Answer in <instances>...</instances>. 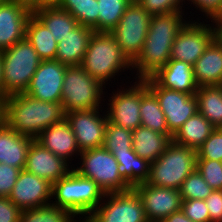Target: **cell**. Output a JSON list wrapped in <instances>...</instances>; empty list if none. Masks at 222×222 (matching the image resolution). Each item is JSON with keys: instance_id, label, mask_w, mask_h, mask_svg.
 <instances>
[{"instance_id": "1", "label": "cell", "mask_w": 222, "mask_h": 222, "mask_svg": "<svg viewBox=\"0 0 222 222\" xmlns=\"http://www.w3.org/2000/svg\"><path fill=\"white\" fill-rule=\"evenodd\" d=\"M184 12L185 10H179L152 15L142 50L132 62L131 74L136 75L130 79L151 78L166 65L175 38L191 18L185 17L189 13Z\"/></svg>"}, {"instance_id": "2", "label": "cell", "mask_w": 222, "mask_h": 222, "mask_svg": "<svg viewBox=\"0 0 222 222\" xmlns=\"http://www.w3.org/2000/svg\"><path fill=\"white\" fill-rule=\"evenodd\" d=\"M4 101L5 124L33 139L49 126L65 119L61 102L37 100L26 93L10 95Z\"/></svg>"}, {"instance_id": "3", "label": "cell", "mask_w": 222, "mask_h": 222, "mask_svg": "<svg viewBox=\"0 0 222 222\" xmlns=\"http://www.w3.org/2000/svg\"><path fill=\"white\" fill-rule=\"evenodd\" d=\"M81 66L105 86L113 81L112 78L115 82V76L120 72H133L132 62L122 52L115 37L108 32H93Z\"/></svg>"}, {"instance_id": "4", "label": "cell", "mask_w": 222, "mask_h": 222, "mask_svg": "<svg viewBox=\"0 0 222 222\" xmlns=\"http://www.w3.org/2000/svg\"><path fill=\"white\" fill-rule=\"evenodd\" d=\"M105 193L92 179L72 169L65 177L52 184V205L71 212L84 222L103 201ZM81 215V216H80ZM82 219V220H81Z\"/></svg>"}, {"instance_id": "5", "label": "cell", "mask_w": 222, "mask_h": 222, "mask_svg": "<svg viewBox=\"0 0 222 222\" xmlns=\"http://www.w3.org/2000/svg\"><path fill=\"white\" fill-rule=\"evenodd\" d=\"M2 61V98L25 93L32 76L41 63L30 42L24 38L12 47L0 51Z\"/></svg>"}, {"instance_id": "6", "label": "cell", "mask_w": 222, "mask_h": 222, "mask_svg": "<svg viewBox=\"0 0 222 222\" xmlns=\"http://www.w3.org/2000/svg\"><path fill=\"white\" fill-rule=\"evenodd\" d=\"M197 151L169 143L158 159L151 163L146 184L180 190L183 181L196 169Z\"/></svg>"}, {"instance_id": "7", "label": "cell", "mask_w": 222, "mask_h": 222, "mask_svg": "<svg viewBox=\"0 0 222 222\" xmlns=\"http://www.w3.org/2000/svg\"><path fill=\"white\" fill-rule=\"evenodd\" d=\"M105 88V85L91 77L81 65L67 66L61 99L64 112L103 108L106 106L103 103L106 101L104 94L108 93Z\"/></svg>"}, {"instance_id": "8", "label": "cell", "mask_w": 222, "mask_h": 222, "mask_svg": "<svg viewBox=\"0 0 222 222\" xmlns=\"http://www.w3.org/2000/svg\"><path fill=\"white\" fill-rule=\"evenodd\" d=\"M80 166L73 169L81 176L92 179L106 193L125 192L132 188L121 178L118 162L103 146L87 149L80 153Z\"/></svg>"}, {"instance_id": "9", "label": "cell", "mask_w": 222, "mask_h": 222, "mask_svg": "<svg viewBox=\"0 0 222 222\" xmlns=\"http://www.w3.org/2000/svg\"><path fill=\"white\" fill-rule=\"evenodd\" d=\"M199 18H196L197 20L192 18L179 31L171 48L170 59L183 61L193 66L219 36L217 21L209 23L210 20H205V23L200 21L201 16Z\"/></svg>"}, {"instance_id": "10", "label": "cell", "mask_w": 222, "mask_h": 222, "mask_svg": "<svg viewBox=\"0 0 222 222\" xmlns=\"http://www.w3.org/2000/svg\"><path fill=\"white\" fill-rule=\"evenodd\" d=\"M152 15L132 0L110 32L126 57L133 62L142 50Z\"/></svg>"}, {"instance_id": "11", "label": "cell", "mask_w": 222, "mask_h": 222, "mask_svg": "<svg viewBox=\"0 0 222 222\" xmlns=\"http://www.w3.org/2000/svg\"><path fill=\"white\" fill-rule=\"evenodd\" d=\"M84 222H148L138 194L133 190L106 193Z\"/></svg>"}, {"instance_id": "12", "label": "cell", "mask_w": 222, "mask_h": 222, "mask_svg": "<svg viewBox=\"0 0 222 222\" xmlns=\"http://www.w3.org/2000/svg\"><path fill=\"white\" fill-rule=\"evenodd\" d=\"M129 81V82H128ZM123 85L129 83L127 88L126 86L119 85L120 89L117 88V91L109 95L107 105L106 115L108 122L113 123L117 126H121L126 129L136 130L141 126V115H140V106H141V80H128ZM133 85H132V84ZM123 86V87H122Z\"/></svg>"}, {"instance_id": "13", "label": "cell", "mask_w": 222, "mask_h": 222, "mask_svg": "<svg viewBox=\"0 0 222 222\" xmlns=\"http://www.w3.org/2000/svg\"><path fill=\"white\" fill-rule=\"evenodd\" d=\"M143 81L158 99L167 127L172 134L198 111L195 94L160 87L152 78Z\"/></svg>"}, {"instance_id": "14", "label": "cell", "mask_w": 222, "mask_h": 222, "mask_svg": "<svg viewBox=\"0 0 222 222\" xmlns=\"http://www.w3.org/2000/svg\"><path fill=\"white\" fill-rule=\"evenodd\" d=\"M103 109L106 108L65 113V119L70 124L80 151L103 146L105 128L108 122L106 110L102 113Z\"/></svg>"}, {"instance_id": "15", "label": "cell", "mask_w": 222, "mask_h": 222, "mask_svg": "<svg viewBox=\"0 0 222 222\" xmlns=\"http://www.w3.org/2000/svg\"><path fill=\"white\" fill-rule=\"evenodd\" d=\"M139 196L148 222H162L181 210L180 190L141 183L132 188Z\"/></svg>"}, {"instance_id": "16", "label": "cell", "mask_w": 222, "mask_h": 222, "mask_svg": "<svg viewBox=\"0 0 222 222\" xmlns=\"http://www.w3.org/2000/svg\"><path fill=\"white\" fill-rule=\"evenodd\" d=\"M66 68L57 60L41 61L25 93L37 100L61 102Z\"/></svg>"}, {"instance_id": "17", "label": "cell", "mask_w": 222, "mask_h": 222, "mask_svg": "<svg viewBox=\"0 0 222 222\" xmlns=\"http://www.w3.org/2000/svg\"><path fill=\"white\" fill-rule=\"evenodd\" d=\"M8 198L22 211L51 204L52 184L21 170Z\"/></svg>"}, {"instance_id": "18", "label": "cell", "mask_w": 222, "mask_h": 222, "mask_svg": "<svg viewBox=\"0 0 222 222\" xmlns=\"http://www.w3.org/2000/svg\"><path fill=\"white\" fill-rule=\"evenodd\" d=\"M73 166L63 158L42 147L35 140L28 150L24 170L48 180L51 184L65 177Z\"/></svg>"}, {"instance_id": "19", "label": "cell", "mask_w": 222, "mask_h": 222, "mask_svg": "<svg viewBox=\"0 0 222 222\" xmlns=\"http://www.w3.org/2000/svg\"><path fill=\"white\" fill-rule=\"evenodd\" d=\"M35 141L69 164H72L70 161L77 159L81 153L76 137L66 119L46 128L35 138Z\"/></svg>"}, {"instance_id": "20", "label": "cell", "mask_w": 222, "mask_h": 222, "mask_svg": "<svg viewBox=\"0 0 222 222\" xmlns=\"http://www.w3.org/2000/svg\"><path fill=\"white\" fill-rule=\"evenodd\" d=\"M32 12L13 1L0 4V51L23 40Z\"/></svg>"}, {"instance_id": "21", "label": "cell", "mask_w": 222, "mask_h": 222, "mask_svg": "<svg viewBox=\"0 0 222 222\" xmlns=\"http://www.w3.org/2000/svg\"><path fill=\"white\" fill-rule=\"evenodd\" d=\"M151 78L160 87L187 94H195L199 87L194 78L193 66L175 59H170L166 65Z\"/></svg>"}, {"instance_id": "22", "label": "cell", "mask_w": 222, "mask_h": 222, "mask_svg": "<svg viewBox=\"0 0 222 222\" xmlns=\"http://www.w3.org/2000/svg\"><path fill=\"white\" fill-rule=\"evenodd\" d=\"M193 71L198 86L222 85V38L220 35L195 62Z\"/></svg>"}, {"instance_id": "23", "label": "cell", "mask_w": 222, "mask_h": 222, "mask_svg": "<svg viewBox=\"0 0 222 222\" xmlns=\"http://www.w3.org/2000/svg\"><path fill=\"white\" fill-rule=\"evenodd\" d=\"M34 140L10 129L4 123L0 127V163L23 170L28 150Z\"/></svg>"}, {"instance_id": "24", "label": "cell", "mask_w": 222, "mask_h": 222, "mask_svg": "<svg viewBox=\"0 0 222 222\" xmlns=\"http://www.w3.org/2000/svg\"><path fill=\"white\" fill-rule=\"evenodd\" d=\"M93 32V29L78 24L57 43L55 60L66 66L81 65Z\"/></svg>"}, {"instance_id": "25", "label": "cell", "mask_w": 222, "mask_h": 222, "mask_svg": "<svg viewBox=\"0 0 222 222\" xmlns=\"http://www.w3.org/2000/svg\"><path fill=\"white\" fill-rule=\"evenodd\" d=\"M132 139L135 153L150 163L156 161L172 141L168 135L143 126L132 131Z\"/></svg>"}, {"instance_id": "26", "label": "cell", "mask_w": 222, "mask_h": 222, "mask_svg": "<svg viewBox=\"0 0 222 222\" xmlns=\"http://www.w3.org/2000/svg\"><path fill=\"white\" fill-rule=\"evenodd\" d=\"M214 129L215 127L197 111L173 134L172 140L197 150Z\"/></svg>"}, {"instance_id": "27", "label": "cell", "mask_w": 222, "mask_h": 222, "mask_svg": "<svg viewBox=\"0 0 222 222\" xmlns=\"http://www.w3.org/2000/svg\"><path fill=\"white\" fill-rule=\"evenodd\" d=\"M25 38L42 61L56 59L57 41L50 30L33 13L26 25Z\"/></svg>"}, {"instance_id": "28", "label": "cell", "mask_w": 222, "mask_h": 222, "mask_svg": "<svg viewBox=\"0 0 222 222\" xmlns=\"http://www.w3.org/2000/svg\"><path fill=\"white\" fill-rule=\"evenodd\" d=\"M141 126L152 129L161 134L168 135L171 139L173 134L169 131L165 115L155 94L141 80Z\"/></svg>"}, {"instance_id": "29", "label": "cell", "mask_w": 222, "mask_h": 222, "mask_svg": "<svg viewBox=\"0 0 222 222\" xmlns=\"http://www.w3.org/2000/svg\"><path fill=\"white\" fill-rule=\"evenodd\" d=\"M33 14L50 30L57 43L78 25L69 12L58 6H44Z\"/></svg>"}, {"instance_id": "30", "label": "cell", "mask_w": 222, "mask_h": 222, "mask_svg": "<svg viewBox=\"0 0 222 222\" xmlns=\"http://www.w3.org/2000/svg\"><path fill=\"white\" fill-rule=\"evenodd\" d=\"M112 155L118 162L119 175L131 188L146 183L150 174L149 161L139 157L134 150L131 153Z\"/></svg>"}, {"instance_id": "31", "label": "cell", "mask_w": 222, "mask_h": 222, "mask_svg": "<svg viewBox=\"0 0 222 222\" xmlns=\"http://www.w3.org/2000/svg\"><path fill=\"white\" fill-rule=\"evenodd\" d=\"M195 96L198 112L215 128H222V85L199 86Z\"/></svg>"}, {"instance_id": "32", "label": "cell", "mask_w": 222, "mask_h": 222, "mask_svg": "<svg viewBox=\"0 0 222 222\" xmlns=\"http://www.w3.org/2000/svg\"><path fill=\"white\" fill-rule=\"evenodd\" d=\"M58 7L69 12L79 25L89 27L94 32H99L97 0H62Z\"/></svg>"}, {"instance_id": "33", "label": "cell", "mask_w": 222, "mask_h": 222, "mask_svg": "<svg viewBox=\"0 0 222 222\" xmlns=\"http://www.w3.org/2000/svg\"><path fill=\"white\" fill-rule=\"evenodd\" d=\"M71 212L49 204L21 211L19 222H81Z\"/></svg>"}, {"instance_id": "34", "label": "cell", "mask_w": 222, "mask_h": 222, "mask_svg": "<svg viewBox=\"0 0 222 222\" xmlns=\"http://www.w3.org/2000/svg\"><path fill=\"white\" fill-rule=\"evenodd\" d=\"M99 32L110 33L120 21L132 0H97Z\"/></svg>"}, {"instance_id": "35", "label": "cell", "mask_w": 222, "mask_h": 222, "mask_svg": "<svg viewBox=\"0 0 222 222\" xmlns=\"http://www.w3.org/2000/svg\"><path fill=\"white\" fill-rule=\"evenodd\" d=\"M132 130L107 122L103 147L112 154L131 153Z\"/></svg>"}, {"instance_id": "36", "label": "cell", "mask_w": 222, "mask_h": 222, "mask_svg": "<svg viewBox=\"0 0 222 222\" xmlns=\"http://www.w3.org/2000/svg\"><path fill=\"white\" fill-rule=\"evenodd\" d=\"M212 191L213 189L196 169L183 181L180 188L182 200H205Z\"/></svg>"}, {"instance_id": "37", "label": "cell", "mask_w": 222, "mask_h": 222, "mask_svg": "<svg viewBox=\"0 0 222 222\" xmlns=\"http://www.w3.org/2000/svg\"><path fill=\"white\" fill-rule=\"evenodd\" d=\"M196 170L213 190H222V162L197 159Z\"/></svg>"}, {"instance_id": "38", "label": "cell", "mask_w": 222, "mask_h": 222, "mask_svg": "<svg viewBox=\"0 0 222 222\" xmlns=\"http://www.w3.org/2000/svg\"><path fill=\"white\" fill-rule=\"evenodd\" d=\"M196 151L197 159L222 162V128H215Z\"/></svg>"}, {"instance_id": "39", "label": "cell", "mask_w": 222, "mask_h": 222, "mask_svg": "<svg viewBox=\"0 0 222 222\" xmlns=\"http://www.w3.org/2000/svg\"><path fill=\"white\" fill-rule=\"evenodd\" d=\"M186 3L187 6L193 4L192 8L196 9L195 12L198 10L199 15L203 16L202 21L208 19L218 22L222 19V0H186Z\"/></svg>"}, {"instance_id": "40", "label": "cell", "mask_w": 222, "mask_h": 222, "mask_svg": "<svg viewBox=\"0 0 222 222\" xmlns=\"http://www.w3.org/2000/svg\"><path fill=\"white\" fill-rule=\"evenodd\" d=\"M137 2L151 15L170 13L186 8L184 7L186 0H137Z\"/></svg>"}, {"instance_id": "41", "label": "cell", "mask_w": 222, "mask_h": 222, "mask_svg": "<svg viewBox=\"0 0 222 222\" xmlns=\"http://www.w3.org/2000/svg\"><path fill=\"white\" fill-rule=\"evenodd\" d=\"M181 211L193 222H210V215L205 200H182Z\"/></svg>"}, {"instance_id": "42", "label": "cell", "mask_w": 222, "mask_h": 222, "mask_svg": "<svg viewBox=\"0 0 222 222\" xmlns=\"http://www.w3.org/2000/svg\"><path fill=\"white\" fill-rule=\"evenodd\" d=\"M21 169L0 163V196L8 197Z\"/></svg>"}, {"instance_id": "43", "label": "cell", "mask_w": 222, "mask_h": 222, "mask_svg": "<svg viewBox=\"0 0 222 222\" xmlns=\"http://www.w3.org/2000/svg\"><path fill=\"white\" fill-rule=\"evenodd\" d=\"M210 222H222V190H213L205 199Z\"/></svg>"}, {"instance_id": "44", "label": "cell", "mask_w": 222, "mask_h": 222, "mask_svg": "<svg viewBox=\"0 0 222 222\" xmlns=\"http://www.w3.org/2000/svg\"><path fill=\"white\" fill-rule=\"evenodd\" d=\"M21 210L8 198L0 196V222H19Z\"/></svg>"}, {"instance_id": "45", "label": "cell", "mask_w": 222, "mask_h": 222, "mask_svg": "<svg viewBox=\"0 0 222 222\" xmlns=\"http://www.w3.org/2000/svg\"><path fill=\"white\" fill-rule=\"evenodd\" d=\"M27 8L30 12H34L43 7V0H10Z\"/></svg>"}, {"instance_id": "46", "label": "cell", "mask_w": 222, "mask_h": 222, "mask_svg": "<svg viewBox=\"0 0 222 222\" xmlns=\"http://www.w3.org/2000/svg\"><path fill=\"white\" fill-rule=\"evenodd\" d=\"M162 222H193L180 210L167 216Z\"/></svg>"}, {"instance_id": "47", "label": "cell", "mask_w": 222, "mask_h": 222, "mask_svg": "<svg viewBox=\"0 0 222 222\" xmlns=\"http://www.w3.org/2000/svg\"><path fill=\"white\" fill-rule=\"evenodd\" d=\"M5 101L0 97V127L5 123Z\"/></svg>"}, {"instance_id": "48", "label": "cell", "mask_w": 222, "mask_h": 222, "mask_svg": "<svg viewBox=\"0 0 222 222\" xmlns=\"http://www.w3.org/2000/svg\"><path fill=\"white\" fill-rule=\"evenodd\" d=\"M62 0H43V7L44 6H58Z\"/></svg>"}, {"instance_id": "49", "label": "cell", "mask_w": 222, "mask_h": 222, "mask_svg": "<svg viewBox=\"0 0 222 222\" xmlns=\"http://www.w3.org/2000/svg\"><path fill=\"white\" fill-rule=\"evenodd\" d=\"M0 97H2V61L0 56Z\"/></svg>"}, {"instance_id": "50", "label": "cell", "mask_w": 222, "mask_h": 222, "mask_svg": "<svg viewBox=\"0 0 222 222\" xmlns=\"http://www.w3.org/2000/svg\"><path fill=\"white\" fill-rule=\"evenodd\" d=\"M218 26H219V35L222 38V19L218 21Z\"/></svg>"}, {"instance_id": "51", "label": "cell", "mask_w": 222, "mask_h": 222, "mask_svg": "<svg viewBox=\"0 0 222 222\" xmlns=\"http://www.w3.org/2000/svg\"><path fill=\"white\" fill-rule=\"evenodd\" d=\"M6 1H8V0H0V4H1V3H4V2H6Z\"/></svg>"}]
</instances>
